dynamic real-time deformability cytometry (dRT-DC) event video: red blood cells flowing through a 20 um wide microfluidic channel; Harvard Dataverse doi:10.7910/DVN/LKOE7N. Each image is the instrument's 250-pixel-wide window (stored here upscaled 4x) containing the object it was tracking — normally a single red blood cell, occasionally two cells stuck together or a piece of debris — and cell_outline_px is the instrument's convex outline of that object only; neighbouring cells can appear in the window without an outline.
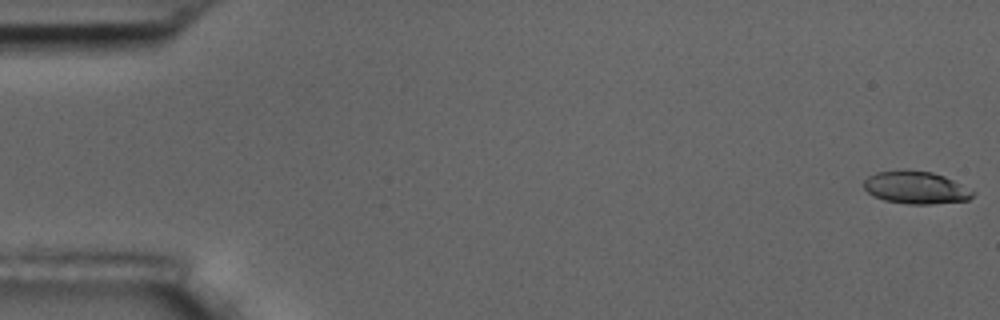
{"species": "common noctule bat (a hibernating species)", "species_latin": "Nyctalus noctula", "temperature_condition": "room temperature", "stored_images_in_passage": 5, "camera_frame_rate_fps": 3000, "um_per_image_px": 0.085, "animal": {"sex": "male", "body_mass_g": 17.5, "forearm_length_mm": 52.3}, "frame": {"image": 1, "passage_image": 1, "time_ms": 0.0, "image_size_px": [1000, 320], "cell_outline_px": [[976, 192], [968, 200], [932, 204], [908, 204], [884, 200], [872, 196], [864, 188], [864, 180], [868, 176], [876, 172], [932, 172], [944, 176]], "centroid_in_image_um": [77.85, 15.98], "position_along_channel_um": 7.2, "area_um2": 20.11}}
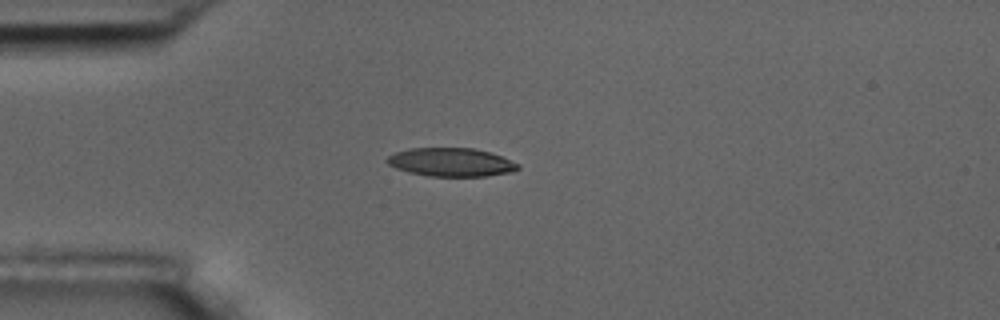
{"frame": {"image": 2, "passage_image": 5, "time_ms": 4.667, "image_size_px": [1000, 320], "cell_outline_px": [[520, 168], [512, 172], [484, 176], [428, 176], [408, 172], [396, 168], [388, 164], [384, 160], [388, 156], [396, 152], [412, 148], [472, 148], [492, 152], [520, 164]], "centroid_in_image_um": [38.35, 13.78], "position_along_channel_um": 46.6, "area_um2": 21.79}}